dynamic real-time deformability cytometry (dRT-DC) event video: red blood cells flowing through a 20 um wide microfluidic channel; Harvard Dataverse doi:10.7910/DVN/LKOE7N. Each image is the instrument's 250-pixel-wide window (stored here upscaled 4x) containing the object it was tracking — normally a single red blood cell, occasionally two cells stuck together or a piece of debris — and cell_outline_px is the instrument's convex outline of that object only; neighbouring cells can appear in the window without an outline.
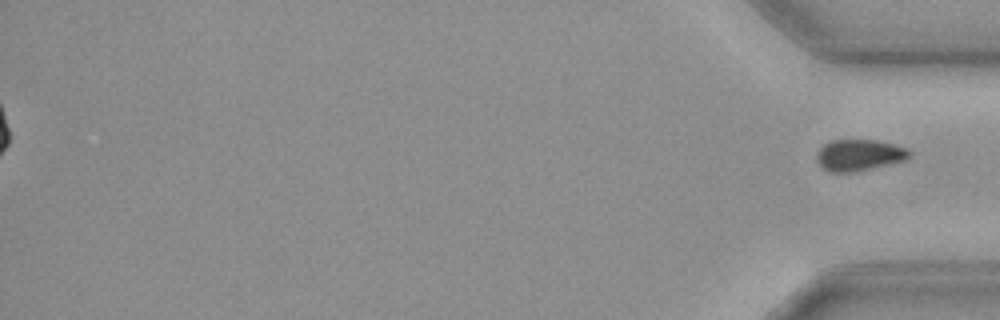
{"species": "common noctule bat (a hibernating species)", "species_latin": "Nyctalus noctula", "temperature_condition": "cold", "stored_images_in_passage": 55, "segment_of_instrument_passage": [2, 2], "camera_frame_rate_fps": 3000, "um_per_image_px": 0.085, "animal": {"sex": "female", "body_mass_g": 19.3, "forearm_length_mm": 54.1}, "frame": {"image": 1, "passage_image": 55, "time_ms": 18.0, "image_size_px": [1000, 320], "cell_outline_px": [[912, 156], [904, 160], [856, 172], [832, 172], [824, 168], [816, 160], [816, 152], [824, 144], [832, 140], [876, 140], [908, 148], [912, 152]], "centroid_in_image_um": [73.04, 13.18], "position_along_channel_um": 362.2, "area_um2": 16.94}}